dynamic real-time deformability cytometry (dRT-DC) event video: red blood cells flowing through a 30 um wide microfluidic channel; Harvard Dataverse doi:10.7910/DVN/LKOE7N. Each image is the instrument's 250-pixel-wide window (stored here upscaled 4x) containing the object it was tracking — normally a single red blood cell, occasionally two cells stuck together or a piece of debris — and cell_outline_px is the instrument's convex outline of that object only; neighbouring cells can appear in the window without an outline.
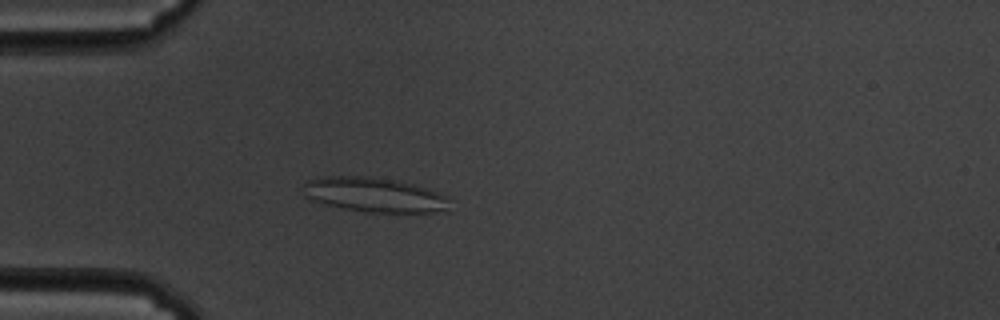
{"species": "common noctule bat (a hibernating species)", "species_latin": "Nyctalus noctula", "temperature_condition": "cold", "stored_images_in_passage": 49, "camera_frame_rate_fps": 3000, "um_per_image_px": 0.085, "animal": {"sex": "male", "body_mass_g": 19.5, "forearm_length_mm": 54.6}, "frame": {"image": 1, "passage_image": 7, "time_ms": 2.0, "image_size_px": [1000, 320], "cell_outline_px": [[448, 200], [444, 208], [432, 212], [368, 212], [344, 208], [328, 204], [304, 196], [304, 184], [308, 180], [324, 176], [368, 176], [396, 180], [412, 184], [440, 192], [448, 196]], "centroid_in_image_um": [31.79, 16.53], "position_along_channel_um": 53.2, "area_um2": 28.96}}
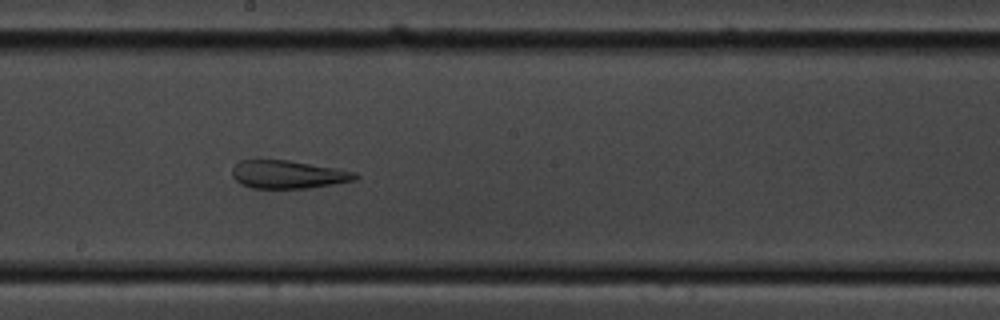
{"frame": {"image": 2, "passage_image": 23, "time_ms": 7.333, "image_size_px": [1000, 320], "cell_outline_px": [[360, 176], [356, 180], [308, 188], [252, 188], [240, 184], [232, 176], [232, 168], [240, 160], [288, 160], [356, 172]], "centroid_in_image_um": [24.47, 14.83], "position_along_channel_um": 223.7, "area_um2": 20.0}}
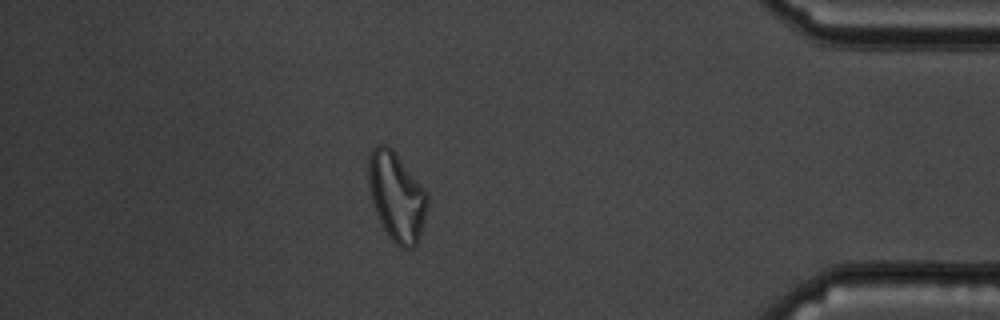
{"frame": {"image": 3, "passage_image": 42, "time_ms": 13.667, "image_size_px": [1000, 320], "cell_outline_px": [[428, 204], [420, 236], [416, 244], [412, 248], [400, 248], [388, 236], [372, 204], [368, 184], [368, 156], [372, 148], [376, 144], [384, 144], [392, 148], [428, 192]], "centroid_in_image_um": [33.7, 16.68], "position_along_channel_um": 401.5, "area_um2": 30.69}, "authors_computed_cell_mechanics": {"area_um2": 26.0678, "velocity_mm_per_s": 3.387, "shape_relaxation_time_tau1_ms": null, "shape_relaxation_time_tau2_ms": 1.5043, "deformation_change_tau1": null, "deformation_change_tau2": 0.1089}}